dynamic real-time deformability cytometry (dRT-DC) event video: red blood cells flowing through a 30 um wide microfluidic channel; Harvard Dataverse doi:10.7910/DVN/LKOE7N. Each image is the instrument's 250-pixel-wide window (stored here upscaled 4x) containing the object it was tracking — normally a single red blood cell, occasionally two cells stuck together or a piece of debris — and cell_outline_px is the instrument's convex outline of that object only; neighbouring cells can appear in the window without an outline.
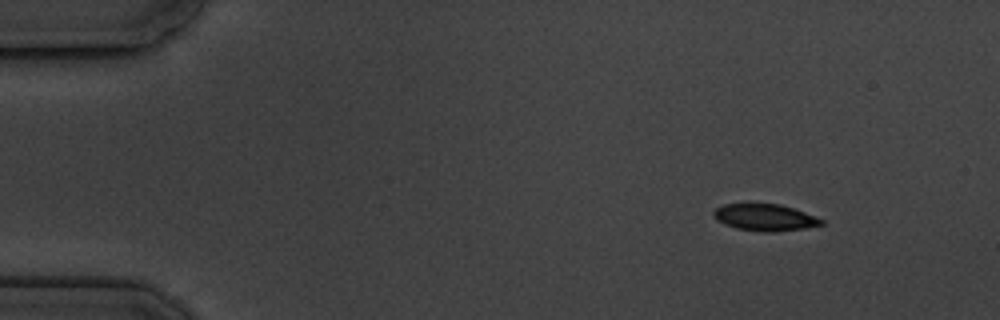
{"species": "common noctule bat (a hibernating species)", "species_latin": "Nyctalus noctula", "temperature_condition": "cold", "stored_images_in_passage": 5, "camera_frame_rate_fps": 3000, "um_per_image_px": 0.085, "animal": {"sex": "male", "body_mass_g": 19.5, "forearm_length_mm": 54.6}, "frame": {"image": 1, "passage_image": 1, "time_ms": 0.0, "image_size_px": [1000, 320], "cell_outline_px": [[824, 224], [804, 228], [772, 232], [764, 232], [736, 228], [724, 224], [716, 220], [712, 216], [712, 212], [716, 208], [724, 204], [748, 200], [752, 200], [780, 204], [804, 212], [824, 220]], "centroid_in_image_um": [64.92, 18.42], "position_along_channel_um": 20.1, "area_um2": 17.57}}
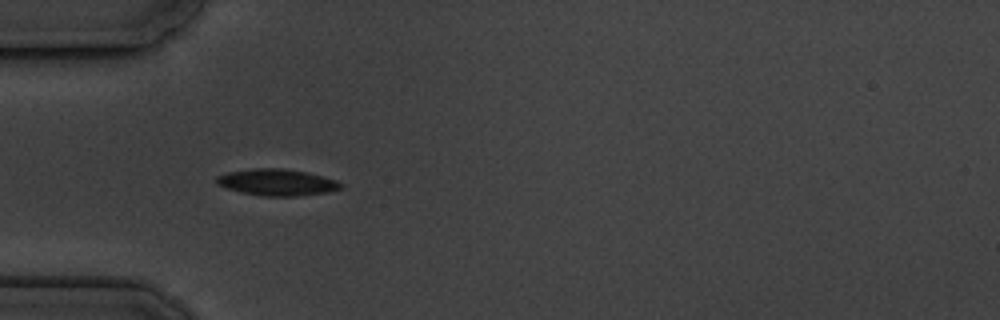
{"frame": {"image": 2, "passage_image": 4, "time_ms": 3.667, "image_size_px": [1000, 320], "cell_outline_px": [[344, 184], [340, 188], [328, 192], [296, 196], [264, 196], [240, 192], [216, 184], [216, 176], [228, 172], [252, 168], [284, 168], [308, 172], [336, 180]], "centroid_in_image_um": [23.54, 15.49], "position_along_channel_um": 61.5, "area_um2": 19.25}}